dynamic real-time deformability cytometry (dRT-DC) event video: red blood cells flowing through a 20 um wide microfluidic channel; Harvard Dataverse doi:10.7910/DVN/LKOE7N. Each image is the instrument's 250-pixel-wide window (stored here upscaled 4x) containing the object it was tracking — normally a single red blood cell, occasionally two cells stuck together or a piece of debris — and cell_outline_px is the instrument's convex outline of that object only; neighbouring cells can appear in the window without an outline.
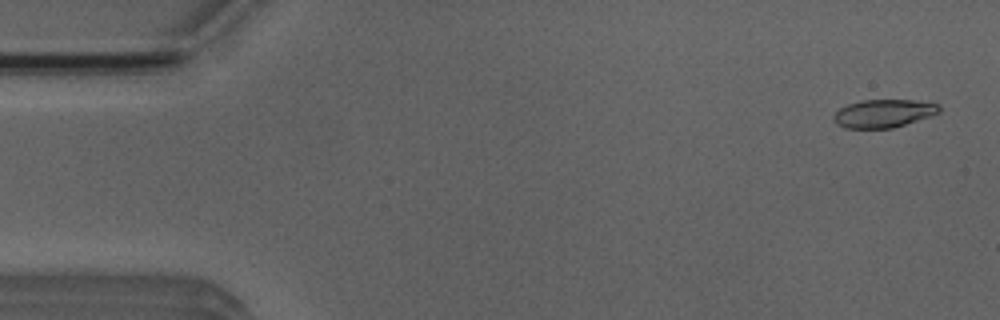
{"species": "Egyptian fruit bat (a non-hibernating species)", "species_latin": "Rousettus aegyptiacus", "temperature_condition": "room temperature", "stored_images_in_passage": 52, "camera_frame_rate_fps": 3000, "um_per_image_px": 0.085, "animal": {"sex": "male"}, "frame": {"image": 1, "passage_image": 2, "time_ms": 0.333, "image_size_px": [1000, 320], "cell_outline_px": [[940, 112], [892, 128], [844, 128], [836, 124], [832, 120], [832, 116], [840, 108], [848, 104], [864, 100], [916, 100], [940, 104]], "centroid_in_image_um": [75.06, 9.64], "position_along_channel_um": 9.9, "area_um2": 17.17}}
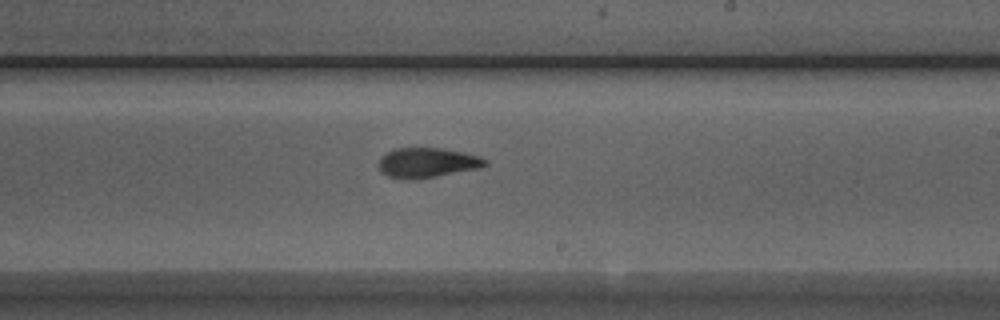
{"frame": {"image": 2, "passage_image": 30, "time_ms": 9.667, "image_size_px": [1000, 320], "cell_outline_px": [[488, 164], [480, 168], [416, 180], [404, 180], [388, 176], [380, 172], [380, 156], [396, 148], [440, 148], [464, 152], [480, 156], [488, 160]], "centroid_in_image_um": [36.33, 13.84], "position_along_channel_um": 252.7, "area_um2": 18.73}}
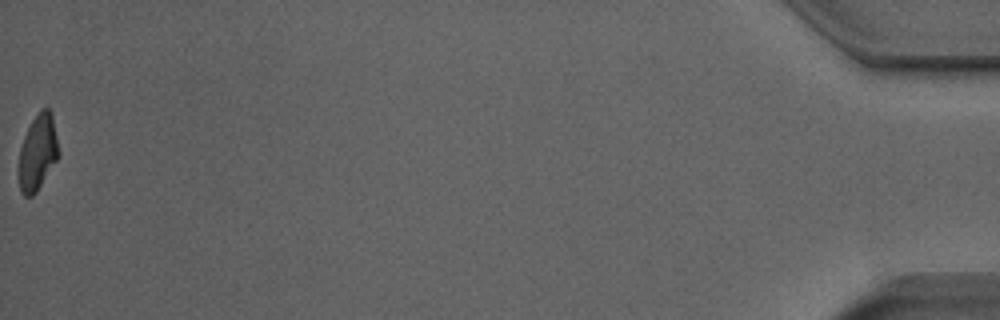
{"frame": {"image": 3, "passage_image": 52, "time_ms": 17.0, "image_size_px": [1000, 320], "cell_outline_px": [[60, 156], [36, 192], [32, 196], [24, 196], [20, 192], [16, 172], [16, 168], [20, 148], [24, 136], [32, 120], [40, 108], [48, 108], [52, 112], [60, 152]], "centroid_in_image_um": [3.18, 12.98], "position_along_channel_um": 432.0, "area_um2": 18.26}, "authors_computed_cell_mechanics": {"area_um2": 18.4382, "velocity_mm_per_s": 3.9266, "shape_relaxation_time_tau1_ms": 5.2523, "shape_relaxation_time_tau2_ms": 1.4786, "deformation_change_tau1": 0.1856, "deformation_change_tau2": 0.0803}}